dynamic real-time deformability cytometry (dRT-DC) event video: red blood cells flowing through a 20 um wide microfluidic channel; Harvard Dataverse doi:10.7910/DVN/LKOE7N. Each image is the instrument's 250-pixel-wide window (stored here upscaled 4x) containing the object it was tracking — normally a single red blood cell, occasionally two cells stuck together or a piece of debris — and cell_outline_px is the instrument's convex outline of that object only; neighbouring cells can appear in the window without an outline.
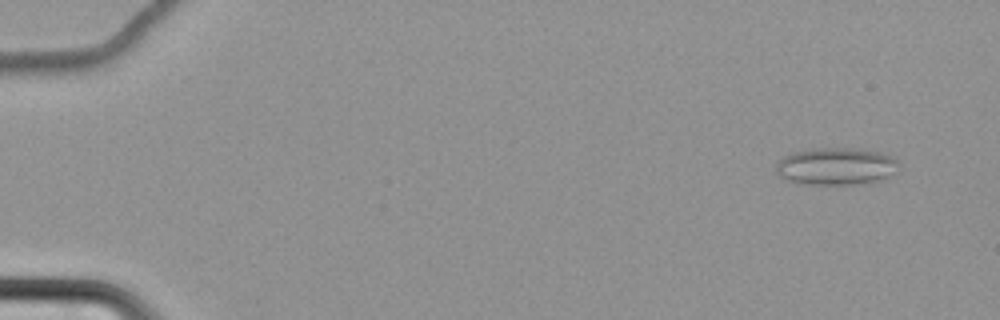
{"species": "common noctule bat (a hibernating species)", "species_latin": "Nyctalus noctula", "temperature_condition": "cold", "stored_images_in_passage": 64, "camera_frame_rate_fps": 3000, "um_per_image_px": 0.085, "animal": {"sex": "female", "body_mass_g": 22.7, "forearm_length_mm": 54.2}, "frame": {"image": 1, "passage_image": 6, "time_ms": 1.667, "image_size_px": [1000, 320], "cell_outline_px": [[900, 168], [888, 176], [880, 180], [864, 184], [804, 184], [788, 180], [780, 176], [776, 172], [776, 164], [784, 156], [792, 152], [816, 148], [860, 148], [880, 152], [892, 156], [900, 164]], "centroid_in_image_um": [71.1, 14.13], "position_along_channel_um": 13.9, "area_um2": 26.88}}
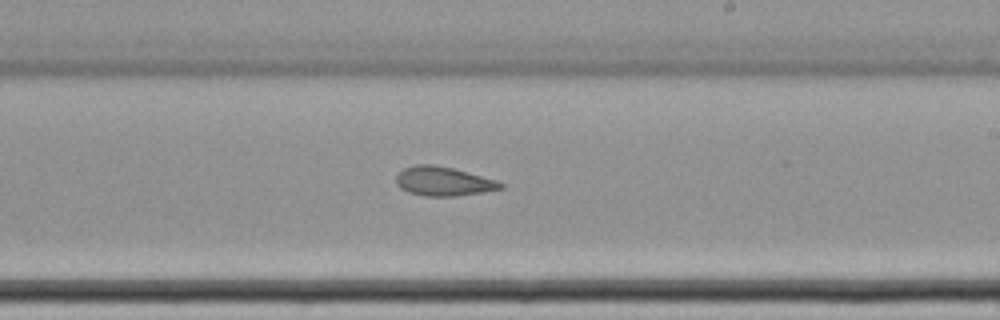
{"frame": {"image": 2, "passage_image": 41, "time_ms": 13.333, "image_size_px": [1000, 320], "cell_outline_px": [[504, 188], [456, 196], [424, 196], [408, 192], [400, 188], [396, 184], [396, 176], [404, 168], [416, 164], [432, 164], [452, 168], [496, 180], [504, 184]], "centroid_in_image_um": [37.65, 15.41], "position_along_channel_um": 251.3, "area_um2": 17.57}}
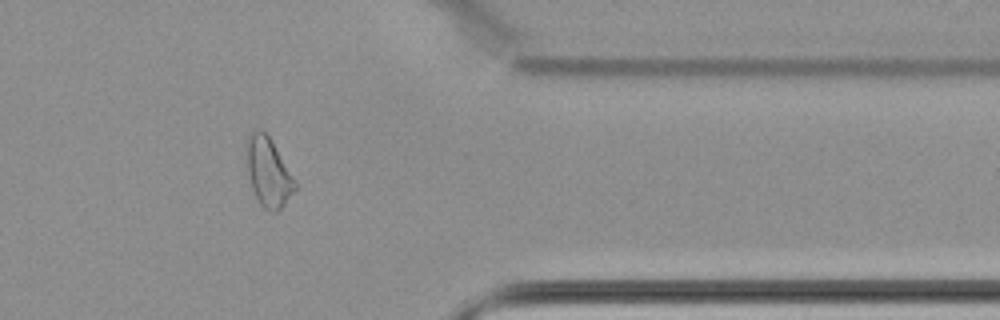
{"frame": {"image": 3, "passage_image": 54, "time_ms": 17.667, "image_size_px": [1000, 320], "cell_outline_px": [[296, 188], [284, 204], [276, 212], [264, 208], [260, 204], [252, 188], [248, 172], [244, 144], [252, 128], [260, 128], [272, 140], [296, 180]], "centroid_in_image_um": [22.78, 14.55], "position_along_channel_um": 388.6, "area_um2": 19.65}, "authors_computed_cell_mechanics": {"area_um2": 20.1433, "velocity_mm_per_s": 3.4577, "shape_relaxation_time_tau1_ms": null, "shape_relaxation_time_tau2_ms": 8.8311, "deformation_change_tau1": null, "deformation_change_tau2": 0.1554}}